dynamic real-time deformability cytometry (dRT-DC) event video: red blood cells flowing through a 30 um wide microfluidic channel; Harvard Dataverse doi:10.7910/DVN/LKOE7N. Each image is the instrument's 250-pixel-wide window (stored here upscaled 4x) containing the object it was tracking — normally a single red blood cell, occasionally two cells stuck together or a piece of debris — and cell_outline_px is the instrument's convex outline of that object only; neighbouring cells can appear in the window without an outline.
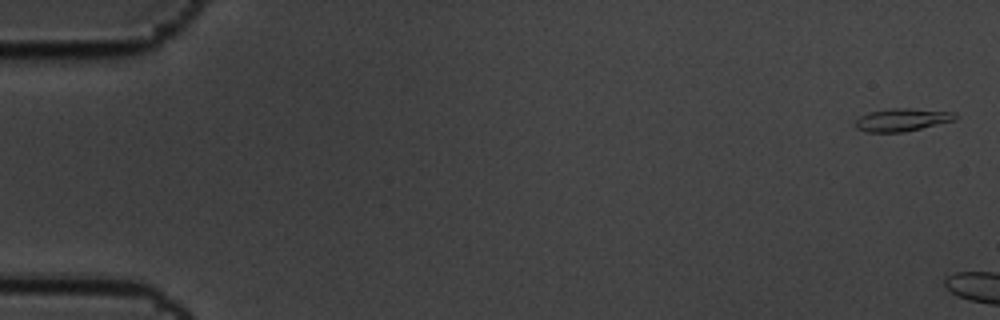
{"species": "common noctule bat (a hibernating species)", "species_latin": "Nyctalus noctula", "temperature_condition": "cold", "stored_images_in_passage": 3, "camera_frame_rate_fps": 3000, "um_per_image_px": 0.085, "animal": {"sex": "male", "body_mass_g": 19.5, "forearm_length_mm": 54.6}, "frame": {"image": 1, "passage_image": 1, "time_ms": 0.0, "image_size_px": [1000, 320], "cell_outline_px": [[956, 120], [904, 132], [868, 132], [856, 128], [856, 120], [860, 116], [868, 112], [892, 108], [908, 108], [956, 112]], "centroid_in_image_um": [76.69, 10.18], "position_along_channel_um": 8.3, "area_um2": 13.24}}